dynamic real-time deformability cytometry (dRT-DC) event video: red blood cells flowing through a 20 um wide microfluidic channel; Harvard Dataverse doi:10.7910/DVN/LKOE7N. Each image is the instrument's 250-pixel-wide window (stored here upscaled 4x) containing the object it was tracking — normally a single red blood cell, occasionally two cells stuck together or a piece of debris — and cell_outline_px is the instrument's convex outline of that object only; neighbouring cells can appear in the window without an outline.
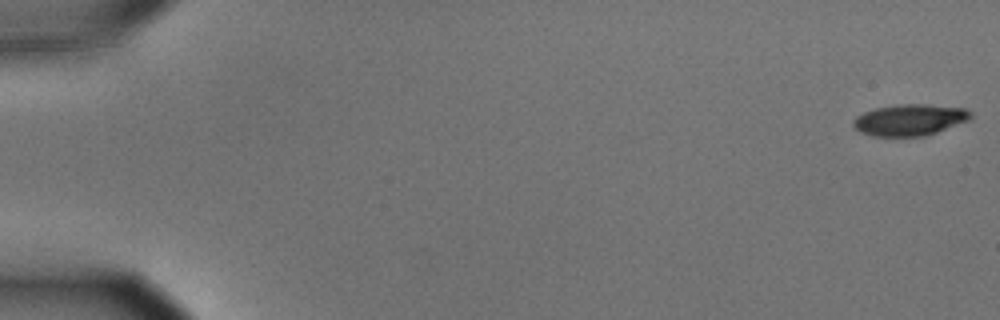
{"species": "common noctule bat (a hibernating species)", "species_latin": "Nyctalus noctula", "temperature_condition": "cold", "stored_images_in_passage": 56, "camera_frame_rate_fps": 3000, "um_per_image_px": 0.085, "animal": {"sex": "male", "body_mass_g": 15.6}, "frame": {"image": 1, "passage_image": 1, "time_ms": 0.0, "image_size_px": [1000, 320], "cell_outline_px": [[972, 120], [924, 136], [872, 136], [860, 132], [852, 124], [852, 120], [856, 116], [864, 112], [876, 108], [896, 104], [928, 104], [968, 108], [972, 112]], "centroid_in_image_um": [77.37, 10.18], "position_along_channel_um": 7.6, "area_um2": 21.79}}
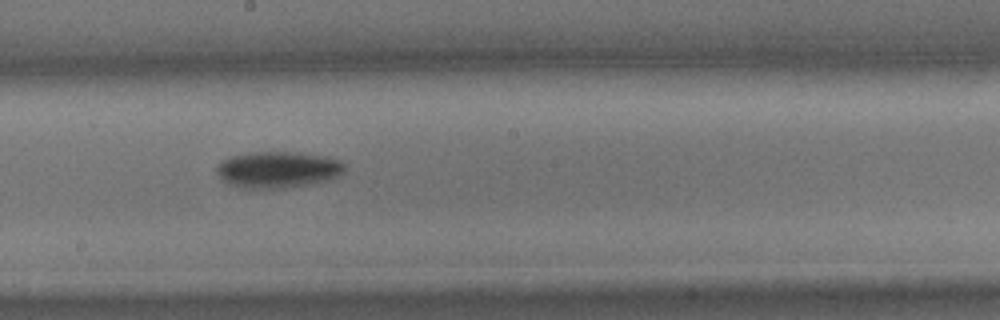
{"frame": {"image": 2, "passage_image": 32, "time_ms": 10.333, "image_size_px": [1000, 320], "cell_outline_px": [[344, 172], [340, 176], [328, 180], [308, 184], [284, 188], [244, 188], [228, 184], [216, 172], [216, 164], [232, 156], [252, 152], [300, 152], [328, 156], [340, 160], [344, 164]], "centroid_in_image_um": [23.65, 14.41], "position_along_channel_um": 224.5, "area_um2": 27.28}}
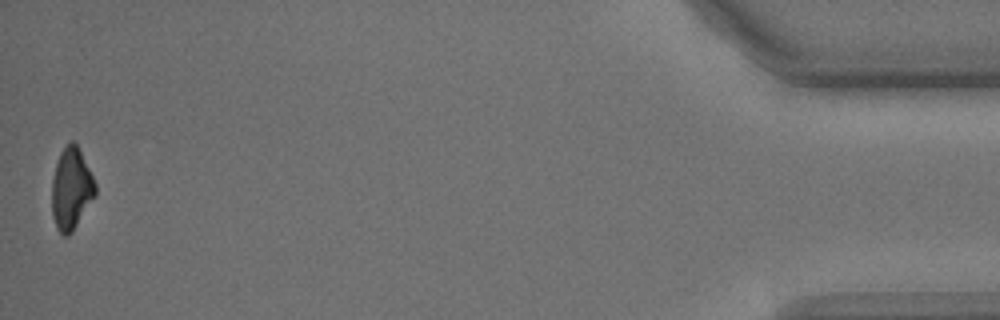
{"frame": {"image": 3, "passage_image": 56, "time_ms": 18.333, "image_size_px": [1000, 320], "cell_outline_px": [[96, 196], [72, 232], [68, 236], [64, 236], [56, 228], [52, 216], [52, 180], [56, 164], [60, 152], [72, 140], [76, 144], [96, 184]], "centroid_in_image_um": [6.05, 16.1], "position_along_channel_um": 429.1, "area_um2": 20.52}, "authors_computed_cell_mechanics": {"area_um2": 23.7847, "velocity_mm_per_s": 3.6148, "shape_relaxation_time_tau1_ms": 1.9005, "shape_relaxation_time_tau2_ms": null, "deformation_change_tau1": 0.1107, "deformation_change_tau2": null}}